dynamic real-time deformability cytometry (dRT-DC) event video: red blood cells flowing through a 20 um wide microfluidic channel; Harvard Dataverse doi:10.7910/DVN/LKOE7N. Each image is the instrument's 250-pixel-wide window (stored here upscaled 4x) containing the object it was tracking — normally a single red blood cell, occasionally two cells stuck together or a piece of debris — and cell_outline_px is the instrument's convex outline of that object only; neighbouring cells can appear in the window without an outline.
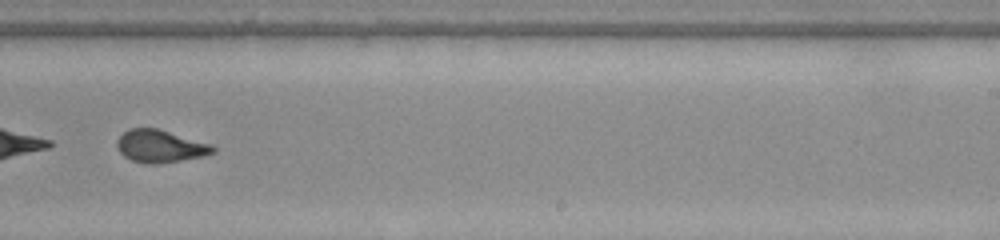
{"species": "common noctule bat (a hibernating species)", "species_latin": "Nyctalus noctula", "temperature_condition": "warm", "stored_images_in_passage": 36, "camera_frame_rate_fps": 3000, "um_per_image_px": 0.085, "animal": {"sex": "female", "body_mass_g": 22.0, "forearm_length_mm": 56.7}, "frame": {"image": 1, "passage_image": 21, "time_ms": 6.667, "image_size_px": [1000, 240], "cell_outline_px": [[216, 152], [204, 156], [160, 164], [144, 164], [132, 160], [124, 156], [120, 152], [116, 144], [116, 140], [128, 128], [156, 128], [212, 144], [216, 148]], "centroid_in_image_um": [13.63, 12.44], "position_along_channel_um": 275.4, "area_um2": 18.32}, "authors_computed_cell_mechanics": {"area_um2": 18.2359, "velocity_mm_per_s": 3.8615, "shape_relaxation_time_tau1_ms": 7.1858, "shape_relaxation_time_tau2_ms": null, "deformation_change_tau1": 0.2116, "deformation_change_tau2": null}}